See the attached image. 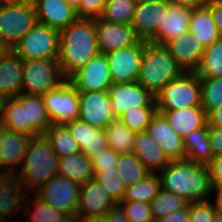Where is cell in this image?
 I'll return each instance as SVG.
<instances>
[{
	"instance_id": "22",
	"label": "cell",
	"mask_w": 222,
	"mask_h": 222,
	"mask_svg": "<svg viewBox=\"0 0 222 222\" xmlns=\"http://www.w3.org/2000/svg\"><path fill=\"white\" fill-rule=\"evenodd\" d=\"M37 22L59 31L78 19L77 12L65 0H32Z\"/></svg>"
},
{
	"instance_id": "7",
	"label": "cell",
	"mask_w": 222,
	"mask_h": 222,
	"mask_svg": "<svg viewBox=\"0 0 222 222\" xmlns=\"http://www.w3.org/2000/svg\"><path fill=\"white\" fill-rule=\"evenodd\" d=\"M64 80L57 59L23 60L21 93L42 96Z\"/></svg>"
},
{
	"instance_id": "47",
	"label": "cell",
	"mask_w": 222,
	"mask_h": 222,
	"mask_svg": "<svg viewBox=\"0 0 222 222\" xmlns=\"http://www.w3.org/2000/svg\"><path fill=\"white\" fill-rule=\"evenodd\" d=\"M207 166L211 187H222V155L214 157Z\"/></svg>"
},
{
	"instance_id": "6",
	"label": "cell",
	"mask_w": 222,
	"mask_h": 222,
	"mask_svg": "<svg viewBox=\"0 0 222 222\" xmlns=\"http://www.w3.org/2000/svg\"><path fill=\"white\" fill-rule=\"evenodd\" d=\"M60 31L37 22L12 48L23 60L58 59Z\"/></svg>"
},
{
	"instance_id": "30",
	"label": "cell",
	"mask_w": 222,
	"mask_h": 222,
	"mask_svg": "<svg viewBox=\"0 0 222 222\" xmlns=\"http://www.w3.org/2000/svg\"><path fill=\"white\" fill-rule=\"evenodd\" d=\"M58 176L68 178L79 185L85 184L94 178L91 158L79 152L75 155L60 157L58 159Z\"/></svg>"
},
{
	"instance_id": "37",
	"label": "cell",
	"mask_w": 222,
	"mask_h": 222,
	"mask_svg": "<svg viewBox=\"0 0 222 222\" xmlns=\"http://www.w3.org/2000/svg\"><path fill=\"white\" fill-rule=\"evenodd\" d=\"M149 204L152 218L158 219L182 210L188 205V202L185 199L161 188L159 193L150 201Z\"/></svg>"
},
{
	"instance_id": "21",
	"label": "cell",
	"mask_w": 222,
	"mask_h": 222,
	"mask_svg": "<svg viewBox=\"0 0 222 222\" xmlns=\"http://www.w3.org/2000/svg\"><path fill=\"white\" fill-rule=\"evenodd\" d=\"M146 132L160 145L169 160L186 158L183 139L174 131L162 113L156 111L146 127Z\"/></svg>"
},
{
	"instance_id": "46",
	"label": "cell",
	"mask_w": 222,
	"mask_h": 222,
	"mask_svg": "<svg viewBox=\"0 0 222 222\" xmlns=\"http://www.w3.org/2000/svg\"><path fill=\"white\" fill-rule=\"evenodd\" d=\"M107 0H81L79 10L77 11L78 18L97 19L103 13Z\"/></svg>"
},
{
	"instance_id": "48",
	"label": "cell",
	"mask_w": 222,
	"mask_h": 222,
	"mask_svg": "<svg viewBox=\"0 0 222 222\" xmlns=\"http://www.w3.org/2000/svg\"><path fill=\"white\" fill-rule=\"evenodd\" d=\"M208 137L213 156L222 155V128L209 127Z\"/></svg>"
},
{
	"instance_id": "65",
	"label": "cell",
	"mask_w": 222,
	"mask_h": 222,
	"mask_svg": "<svg viewBox=\"0 0 222 222\" xmlns=\"http://www.w3.org/2000/svg\"><path fill=\"white\" fill-rule=\"evenodd\" d=\"M134 1L137 3V2H141V1H145V0H134Z\"/></svg>"
},
{
	"instance_id": "56",
	"label": "cell",
	"mask_w": 222,
	"mask_h": 222,
	"mask_svg": "<svg viewBox=\"0 0 222 222\" xmlns=\"http://www.w3.org/2000/svg\"><path fill=\"white\" fill-rule=\"evenodd\" d=\"M79 216L76 213L65 214L56 222H78Z\"/></svg>"
},
{
	"instance_id": "14",
	"label": "cell",
	"mask_w": 222,
	"mask_h": 222,
	"mask_svg": "<svg viewBox=\"0 0 222 222\" xmlns=\"http://www.w3.org/2000/svg\"><path fill=\"white\" fill-rule=\"evenodd\" d=\"M168 4V0H145L136 3L131 26L140 40L151 42L157 36Z\"/></svg>"
},
{
	"instance_id": "5",
	"label": "cell",
	"mask_w": 222,
	"mask_h": 222,
	"mask_svg": "<svg viewBox=\"0 0 222 222\" xmlns=\"http://www.w3.org/2000/svg\"><path fill=\"white\" fill-rule=\"evenodd\" d=\"M157 111H172L186 107L201 106V86L195 72H184L171 80L155 96Z\"/></svg>"
},
{
	"instance_id": "59",
	"label": "cell",
	"mask_w": 222,
	"mask_h": 222,
	"mask_svg": "<svg viewBox=\"0 0 222 222\" xmlns=\"http://www.w3.org/2000/svg\"><path fill=\"white\" fill-rule=\"evenodd\" d=\"M9 50L10 48L0 38V57L4 56Z\"/></svg>"
},
{
	"instance_id": "39",
	"label": "cell",
	"mask_w": 222,
	"mask_h": 222,
	"mask_svg": "<svg viewBox=\"0 0 222 222\" xmlns=\"http://www.w3.org/2000/svg\"><path fill=\"white\" fill-rule=\"evenodd\" d=\"M201 86V106L206 115L222 106V76L199 77Z\"/></svg>"
},
{
	"instance_id": "26",
	"label": "cell",
	"mask_w": 222,
	"mask_h": 222,
	"mask_svg": "<svg viewBox=\"0 0 222 222\" xmlns=\"http://www.w3.org/2000/svg\"><path fill=\"white\" fill-rule=\"evenodd\" d=\"M133 154L142 162L150 173L158 174L170 163L163 149L146 130L136 133Z\"/></svg>"
},
{
	"instance_id": "63",
	"label": "cell",
	"mask_w": 222,
	"mask_h": 222,
	"mask_svg": "<svg viewBox=\"0 0 222 222\" xmlns=\"http://www.w3.org/2000/svg\"><path fill=\"white\" fill-rule=\"evenodd\" d=\"M215 4L222 6V0H212Z\"/></svg>"
},
{
	"instance_id": "19",
	"label": "cell",
	"mask_w": 222,
	"mask_h": 222,
	"mask_svg": "<svg viewBox=\"0 0 222 222\" xmlns=\"http://www.w3.org/2000/svg\"><path fill=\"white\" fill-rule=\"evenodd\" d=\"M117 203L95 178L88 180L80 187L77 215L79 217L102 216Z\"/></svg>"
},
{
	"instance_id": "29",
	"label": "cell",
	"mask_w": 222,
	"mask_h": 222,
	"mask_svg": "<svg viewBox=\"0 0 222 222\" xmlns=\"http://www.w3.org/2000/svg\"><path fill=\"white\" fill-rule=\"evenodd\" d=\"M189 31L205 48L221 38L219 30L214 23L211 10L206 5L191 9Z\"/></svg>"
},
{
	"instance_id": "11",
	"label": "cell",
	"mask_w": 222,
	"mask_h": 222,
	"mask_svg": "<svg viewBox=\"0 0 222 222\" xmlns=\"http://www.w3.org/2000/svg\"><path fill=\"white\" fill-rule=\"evenodd\" d=\"M80 187L78 183L57 175L36 190L34 195L65 214L77 213Z\"/></svg>"
},
{
	"instance_id": "51",
	"label": "cell",
	"mask_w": 222,
	"mask_h": 222,
	"mask_svg": "<svg viewBox=\"0 0 222 222\" xmlns=\"http://www.w3.org/2000/svg\"><path fill=\"white\" fill-rule=\"evenodd\" d=\"M206 6L211 10L214 23L222 37V6L215 4L212 0H208Z\"/></svg>"
},
{
	"instance_id": "60",
	"label": "cell",
	"mask_w": 222,
	"mask_h": 222,
	"mask_svg": "<svg viewBox=\"0 0 222 222\" xmlns=\"http://www.w3.org/2000/svg\"><path fill=\"white\" fill-rule=\"evenodd\" d=\"M76 12L79 10L81 0H65Z\"/></svg>"
},
{
	"instance_id": "4",
	"label": "cell",
	"mask_w": 222,
	"mask_h": 222,
	"mask_svg": "<svg viewBox=\"0 0 222 222\" xmlns=\"http://www.w3.org/2000/svg\"><path fill=\"white\" fill-rule=\"evenodd\" d=\"M184 71L178 66L164 45L147 42L141 59L137 83L154 97L173 79Z\"/></svg>"
},
{
	"instance_id": "16",
	"label": "cell",
	"mask_w": 222,
	"mask_h": 222,
	"mask_svg": "<svg viewBox=\"0 0 222 222\" xmlns=\"http://www.w3.org/2000/svg\"><path fill=\"white\" fill-rule=\"evenodd\" d=\"M33 136L6 131L0 150V185L3 187L19 170Z\"/></svg>"
},
{
	"instance_id": "49",
	"label": "cell",
	"mask_w": 222,
	"mask_h": 222,
	"mask_svg": "<svg viewBox=\"0 0 222 222\" xmlns=\"http://www.w3.org/2000/svg\"><path fill=\"white\" fill-rule=\"evenodd\" d=\"M158 222H189V203L188 205L173 214L156 219Z\"/></svg>"
},
{
	"instance_id": "64",
	"label": "cell",
	"mask_w": 222,
	"mask_h": 222,
	"mask_svg": "<svg viewBox=\"0 0 222 222\" xmlns=\"http://www.w3.org/2000/svg\"><path fill=\"white\" fill-rule=\"evenodd\" d=\"M149 222H158L156 219H152L151 221H149Z\"/></svg>"
},
{
	"instance_id": "15",
	"label": "cell",
	"mask_w": 222,
	"mask_h": 222,
	"mask_svg": "<svg viewBox=\"0 0 222 222\" xmlns=\"http://www.w3.org/2000/svg\"><path fill=\"white\" fill-rule=\"evenodd\" d=\"M78 119L92 127L104 130L113 119H116L108 92H79Z\"/></svg>"
},
{
	"instance_id": "36",
	"label": "cell",
	"mask_w": 222,
	"mask_h": 222,
	"mask_svg": "<svg viewBox=\"0 0 222 222\" xmlns=\"http://www.w3.org/2000/svg\"><path fill=\"white\" fill-rule=\"evenodd\" d=\"M195 73L199 77L222 76V37L205 48Z\"/></svg>"
},
{
	"instance_id": "8",
	"label": "cell",
	"mask_w": 222,
	"mask_h": 222,
	"mask_svg": "<svg viewBox=\"0 0 222 222\" xmlns=\"http://www.w3.org/2000/svg\"><path fill=\"white\" fill-rule=\"evenodd\" d=\"M37 23L32 1L0 5V38L12 49Z\"/></svg>"
},
{
	"instance_id": "23",
	"label": "cell",
	"mask_w": 222,
	"mask_h": 222,
	"mask_svg": "<svg viewBox=\"0 0 222 222\" xmlns=\"http://www.w3.org/2000/svg\"><path fill=\"white\" fill-rule=\"evenodd\" d=\"M190 14V8L169 3L163 22L160 23L158 34L151 43L165 45L170 40L189 31Z\"/></svg>"
},
{
	"instance_id": "9",
	"label": "cell",
	"mask_w": 222,
	"mask_h": 222,
	"mask_svg": "<svg viewBox=\"0 0 222 222\" xmlns=\"http://www.w3.org/2000/svg\"><path fill=\"white\" fill-rule=\"evenodd\" d=\"M28 195L29 194L2 195L0 203V222H8L9 218L12 216L14 217L18 212H22L23 214L25 212L27 217H29L26 222H56L65 215V213L53 206L42 202L35 195V198L33 197V200H30V196ZM32 203L33 205H31Z\"/></svg>"
},
{
	"instance_id": "28",
	"label": "cell",
	"mask_w": 222,
	"mask_h": 222,
	"mask_svg": "<svg viewBox=\"0 0 222 222\" xmlns=\"http://www.w3.org/2000/svg\"><path fill=\"white\" fill-rule=\"evenodd\" d=\"M158 112L164 115L170 126L182 139L190 132L198 130L207 124L206 113L202 106Z\"/></svg>"
},
{
	"instance_id": "10",
	"label": "cell",
	"mask_w": 222,
	"mask_h": 222,
	"mask_svg": "<svg viewBox=\"0 0 222 222\" xmlns=\"http://www.w3.org/2000/svg\"><path fill=\"white\" fill-rule=\"evenodd\" d=\"M42 96L52 125H65L79 118V92L68 79Z\"/></svg>"
},
{
	"instance_id": "24",
	"label": "cell",
	"mask_w": 222,
	"mask_h": 222,
	"mask_svg": "<svg viewBox=\"0 0 222 222\" xmlns=\"http://www.w3.org/2000/svg\"><path fill=\"white\" fill-rule=\"evenodd\" d=\"M2 123L9 131L33 137L40 135L29 123L28 94L21 93L16 97L6 98Z\"/></svg>"
},
{
	"instance_id": "33",
	"label": "cell",
	"mask_w": 222,
	"mask_h": 222,
	"mask_svg": "<svg viewBox=\"0 0 222 222\" xmlns=\"http://www.w3.org/2000/svg\"><path fill=\"white\" fill-rule=\"evenodd\" d=\"M44 135L51 143L52 150L59 158L81 152L79 145L71 137L65 125H51Z\"/></svg>"
},
{
	"instance_id": "25",
	"label": "cell",
	"mask_w": 222,
	"mask_h": 222,
	"mask_svg": "<svg viewBox=\"0 0 222 222\" xmlns=\"http://www.w3.org/2000/svg\"><path fill=\"white\" fill-rule=\"evenodd\" d=\"M71 137L79 145L81 152L91 158L108 146L105 131L92 127L86 122L76 119L65 124Z\"/></svg>"
},
{
	"instance_id": "3",
	"label": "cell",
	"mask_w": 222,
	"mask_h": 222,
	"mask_svg": "<svg viewBox=\"0 0 222 222\" xmlns=\"http://www.w3.org/2000/svg\"><path fill=\"white\" fill-rule=\"evenodd\" d=\"M98 53L95 19L78 18L60 31L57 61L65 79Z\"/></svg>"
},
{
	"instance_id": "38",
	"label": "cell",
	"mask_w": 222,
	"mask_h": 222,
	"mask_svg": "<svg viewBox=\"0 0 222 222\" xmlns=\"http://www.w3.org/2000/svg\"><path fill=\"white\" fill-rule=\"evenodd\" d=\"M135 7L134 0H107L100 18L111 23L131 25Z\"/></svg>"
},
{
	"instance_id": "54",
	"label": "cell",
	"mask_w": 222,
	"mask_h": 222,
	"mask_svg": "<svg viewBox=\"0 0 222 222\" xmlns=\"http://www.w3.org/2000/svg\"><path fill=\"white\" fill-rule=\"evenodd\" d=\"M216 193V200L212 201L214 208L222 212V187H212L211 194Z\"/></svg>"
},
{
	"instance_id": "12",
	"label": "cell",
	"mask_w": 222,
	"mask_h": 222,
	"mask_svg": "<svg viewBox=\"0 0 222 222\" xmlns=\"http://www.w3.org/2000/svg\"><path fill=\"white\" fill-rule=\"evenodd\" d=\"M146 43V41L140 40L133 46L117 49L106 54L112 83L137 81Z\"/></svg>"
},
{
	"instance_id": "32",
	"label": "cell",
	"mask_w": 222,
	"mask_h": 222,
	"mask_svg": "<svg viewBox=\"0 0 222 222\" xmlns=\"http://www.w3.org/2000/svg\"><path fill=\"white\" fill-rule=\"evenodd\" d=\"M107 143L117 153H133L136 132L131 131L118 118L113 119L104 129Z\"/></svg>"
},
{
	"instance_id": "20",
	"label": "cell",
	"mask_w": 222,
	"mask_h": 222,
	"mask_svg": "<svg viewBox=\"0 0 222 222\" xmlns=\"http://www.w3.org/2000/svg\"><path fill=\"white\" fill-rule=\"evenodd\" d=\"M164 46L184 72H195L205 51V47L190 31L170 40Z\"/></svg>"
},
{
	"instance_id": "18",
	"label": "cell",
	"mask_w": 222,
	"mask_h": 222,
	"mask_svg": "<svg viewBox=\"0 0 222 222\" xmlns=\"http://www.w3.org/2000/svg\"><path fill=\"white\" fill-rule=\"evenodd\" d=\"M95 27L99 53L108 54L140 41L130 24L111 23L97 18Z\"/></svg>"
},
{
	"instance_id": "13",
	"label": "cell",
	"mask_w": 222,
	"mask_h": 222,
	"mask_svg": "<svg viewBox=\"0 0 222 222\" xmlns=\"http://www.w3.org/2000/svg\"><path fill=\"white\" fill-rule=\"evenodd\" d=\"M68 80L78 92L108 91L113 84L106 54L98 53Z\"/></svg>"
},
{
	"instance_id": "55",
	"label": "cell",
	"mask_w": 222,
	"mask_h": 222,
	"mask_svg": "<svg viewBox=\"0 0 222 222\" xmlns=\"http://www.w3.org/2000/svg\"><path fill=\"white\" fill-rule=\"evenodd\" d=\"M78 222H106V220H105V215H102V216L79 217Z\"/></svg>"
},
{
	"instance_id": "61",
	"label": "cell",
	"mask_w": 222,
	"mask_h": 222,
	"mask_svg": "<svg viewBox=\"0 0 222 222\" xmlns=\"http://www.w3.org/2000/svg\"><path fill=\"white\" fill-rule=\"evenodd\" d=\"M6 97L0 95V123L3 121V110Z\"/></svg>"
},
{
	"instance_id": "17",
	"label": "cell",
	"mask_w": 222,
	"mask_h": 222,
	"mask_svg": "<svg viewBox=\"0 0 222 222\" xmlns=\"http://www.w3.org/2000/svg\"><path fill=\"white\" fill-rule=\"evenodd\" d=\"M107 92L115 118H119L131 108L156 106L155 97L137 81L113 83Z\"/></svg>"
},
{
	"instance_id": "42",
	"label": "cell",
	"mask_w": 222,
	"mask_h": 222,
	"mask_svg": "<svg viewBox=\"0 0 222 222\" xmlns=\"http://www.w3.org/2000/svg\"><path fill=\"white\" fill-rule=\"evenodd\" d=\"M94 178L117 204L123 200L126 187L116 169L99 171Z\"/></svg>"
},
{
	"instance_id": "34",
	"label": "cell",
	"mask_w": 222,
	"mask_h": 222,
	"mask_svg": "<svg viewBox=\"0 0 222 222\" xmlns=\"http://www.w3.org/2000/svg\"><path fill=\"white\" fill-rule=\"evenodd\" d=\"M115 169L126 188L131 187L136 182L150 174L142 162L133 153L121 154Z\"/></svg>"
},
{
	"instance_id": "27",
	"label": "cell",
	"mask_w": 222,
	"mask_h": 222,
	"mask_svg": "<svg viewBox=\"0 0 222 222\" xmlns=\"http://www.w3.org/2000/svg\"><path fill=\"white\" fill-rule=\"evenodd\" d=\"M23 59L12 49L0 57V95L11 98L21 94Z\"/></svg>"
},
{
	"instance_id": "2",
	"label": "cell",
	"mask_w": 222,
	"mask_h": 222,
	"mask_svg": "<svg viewBox=\"0 0 222 222\" xmlns=\"http://www.w3.org/2000/svg\"><path fill=\"white\" fill-rule=\"evenodd\" d=\"M158 176L162 189L185 199L188 203L210 200L212 187L207 165L187 158L170 160Z\"/></svg>"
},
{
	"instance_id": "43",
	"label": "cell",
	"mask_w": 222,
	"mask_h": 222,
	"mask_svg": "<svg viewBox=\"0 0 222 222\" xmlns=\"http://www.w3.org/2000/svg\"><path fill=\"white\" fill-rule=\"evenodd\" d=\"M118 205L131 222H149L153 219L149 203L142 201H121Z\"/></svg>"
},
{
	"instance_id": "57",
	"label": "cell",
	"mask_w": 222,
	"mask_h": 222,
	"mask_svg": "<svg viewBox=\"0 0 222 222\" xmlns=\"http://www.w3.org/2000/svg\"><path fill=\"white\" fill-rule=\"evenodd\" d=\"M32 0H0V5L23 4Z\"/></svg>"
},
{
	"instance_id": "31",
	"label": "cell",
	"mask_w": 222,
	"mask_h": 222,
	"mask_svg": "<svg viewBox=\"0 0 222 222\" xmlns=\"http://www.w3.org/2000/svg\"><path fill=\"white\" fill-rule=\"evenodd\" d=\"M209 126L192 131L183 138V145L186 152V158L196 163L208 165L214 158L209 137Z\"/></svg>"
},
{
	"instance_id": "50",
	"label": "cell",
	"mask_w": 222,
	"mask_h": 222,
	"mask_svg": "<svg viewBox=\"0 0 222 222\" xmlns=\"http://www.w3.org/2000/svg\"><path fill=\"white\" fill-rule=\"evenodd\" d=\"M105 220L106 222H131L118 204L106 213Z\"/></svg>"
},
{
	"instance_id": "53",
	"label": "cell",
	"mask_w": 222,
	"mask_h": 222,
	"mask_svg": "<svg viewBox=\"0 0 222 222\" xmlns=\"http://www.w3.org/2000/svg\"><path fill=\"white\" fill-rule=\"evenodd\" d=\"M208 0H168L169 3L185 6L190 9L200 8L207 4Z\"/></svg>"
},
{
	"instance_id": "40",
	"label": "cell",
	"mask_w": 222,
	"mask_h": 222,
	"mask_svg": "<svg viewBox=\"0 0 222 222\" xmlns=\"http://www.w3.org/2000/svg\"><path fill=\"white\" fill-rule=\"evenodd\" d=\"M157 106H141L128 109L118 119L124 123L131 131L141 132L146 130L150 124L152 116L156 113Z\"/></svg>"
},
{
	"instance_id": "41",
	"label": "cell",
	"mask_w": 222,
	"mask_h": 222,
	"mask_svg": "<svg viewBox=\"0 0 222 222\" xmlns=\"http://www.w3.org/2000/svg\"><path fill=\"white\" fill-rule=\"evenodd\" d=\"M29 123L40 134L44 135L52 125L44 105L43 96L28 95Z\"/></svg>"
},
{
	"instance_id": "52",
	"label": "cell",
	"mask_w": 222,
	"mask_h": 222,
	"mask_svg": "<svg viewBox=\"0 0 222 222\" xmlns=\"http://www.w3.org/2000/svg\"><path fill=\"white\" fill-rule=\"evenodd\" d=\"M207 125L213 128H222V106L210 111L207 115Z\"/></svg>"
},
{
	"instance_id": "35",
	"label": "cell",
	"mask_w": 222,
	"mask_h": 222,
	"mask_svg": "<svg viewBox=\"0 0 222 222\" xmlns=\"http://www.w3.org/2000/svg\"><path fill=\"white\" fill-rule=\"evenodd\" d=\"M161 181L157 173H150L142 180L126 188L122 201H150L159 193Z\"/></svg>"
},
{
	"instance_id": "58",
	"label": "cell",
	"mask_w": 222,
	"mask_h": 222,
	"mask_svg": "<svg viewBox=\"0 0 222 222\" xmlns=\"http://www.w3.org/2000/svg\"><path fill=\"white\" fill-rule=\"evenodd\" d=\"M7 130H8L7 127L1 122L0 123V150H1V145L4 141Z\"/></svg>"
},
{
	"instance_id": "62",
	"label": "cell",
	"mask_w": 222,
	"mask_h": 222,
	"mask_svg": "<svg viewBox=\"0 0 222 222\" xmlns=\"http://www.w3.org/2000/svg\"><path fill=\"white\" fill-rule=\"evenodd\" d=\"M212 222H222V212L216 210Z\"/></svg>"
},
{
	"instance_id": "1",
	"label": "cell",
	"mask_w": 222,
	"mask_h": 222,
	"mask_svg": "<svg viewBox=\"0 0 222 222\" xmlns=\"http://www.w3.org/2000/svg\"><path fill=\"white\" fill-rule=\"evenodd\" d=\"M59 157L45 135L32 137L18 172L2 187V195L35 192L58 174Z\"/></svg>"
},
{
	"instance_id": "45",
	"label": "cell",
	"mask_w": 222,
	"mask_h": 222,
	"mask_svg": "<svg viewBox=\"0 0 222 222\" xmlns=\"http://www.w3.org/2000/svg\"><path fill=\"white\" fill-rule=\"evenodd\" d=\"M215 211L212 200L189 203V222H212Z\"/></svg>"
},
{
	"instance_id": "44",
	"label": "cell",
	"mask_w": 222,
	"mask_h": 222,
	"mask_svg": "<svg viewBox=\"0 0 222 222\" xmlns=\"http://www.w3.org/2000/svg\"><path fill=\"white\" fill-rule=\"evenodd\" d=\"M120 154L114 151L109 146L104 147L91 157V164L94 170V174L103 170L115 169Z\"/></svg>"
}]
</instances>
